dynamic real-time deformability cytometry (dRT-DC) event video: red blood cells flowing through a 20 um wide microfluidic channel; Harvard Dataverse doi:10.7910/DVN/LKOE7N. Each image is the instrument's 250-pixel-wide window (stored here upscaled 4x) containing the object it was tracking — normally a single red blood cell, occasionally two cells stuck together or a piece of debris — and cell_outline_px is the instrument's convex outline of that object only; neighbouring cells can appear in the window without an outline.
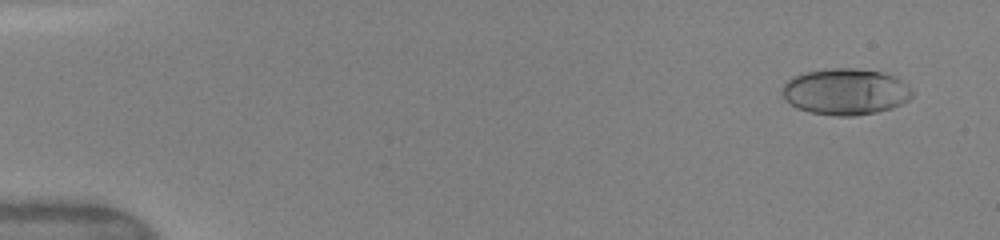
{"species": "human", "species_latin": "Homo sapiens", "temperature_condition": "warm", "stored_images_in_passage": 7, "camera_frame_rate_fps": 3000, "um_per_image_px": 0.085, "donor": {"sex": "female"}, "frame": {"image": 1, "passage_image": 1, "time_ms": 0.0, "image_size_px": [1000, 240], "cell_outline_px": [[912, 96], [908, 100], [892, 108], [876, 112], [852, 116], [836, 116], [808, 112], [796, 108], [784, 100], [780, 92], [780, 88], [792, 76], [804, 72], [828, 68], [852, 68], [880, 72], [896, 76], [908, 84], [912, 88]], "centroid_in_image_um": [71.83, 7.79], "position_along_channel_um": 13.2, "area_um2": 35.55}}
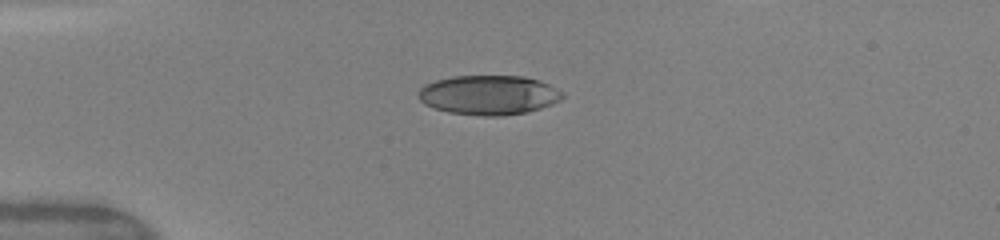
{"frame": {"image": 2, "passage_image": 5, "time_ms": 3.333, "image_size_px": [1000, 240], "cell_outline_px": [[564, 96], [560, 100], [552, 104], [528, 112], [504, 116], [484, 116], [448, 112], [424, 104], [416, 96], [420, 88], [424, 84], [436, 80], [452, 76], [524, 76], [540, 80], [564, 92]], "centroid_in_image_um": [41.54, 8.07], "position_along_channel_um": 43.5, "area_um2": 33.41}}